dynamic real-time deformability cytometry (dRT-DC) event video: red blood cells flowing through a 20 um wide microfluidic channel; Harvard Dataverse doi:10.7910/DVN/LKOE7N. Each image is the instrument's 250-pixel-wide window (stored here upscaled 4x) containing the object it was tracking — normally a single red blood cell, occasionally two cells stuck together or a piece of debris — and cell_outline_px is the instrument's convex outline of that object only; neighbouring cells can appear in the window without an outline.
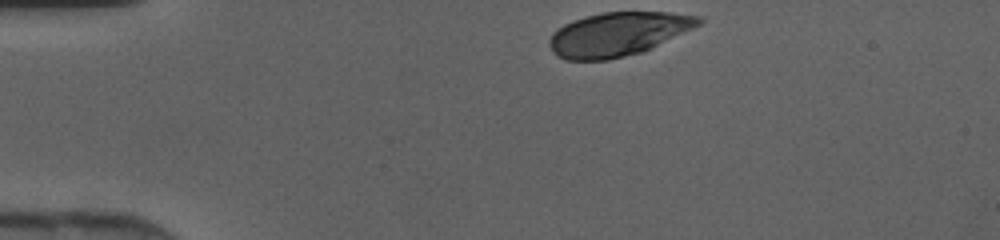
{"species": "human", "species_latin": "Homo sapiens", "temperature_condition": "cold", "stored_images_in_passage": 36, "camera_frame_rate_fps": 3000, "um_per_image_px": 0.085, "donor": {"sex": "female"}, "frame": {"image": 1, "passage_image": 1, "time_ms": 0.0, "image_size_px": [1000, 240], "cell_outline_px": [[704, 20], [700, 24], [644, 52], [608, 60], [564, 60], [556, 56], [552, 52], [548, 44], [548, 40], [552, 32], [556, 28], [572, 20], [604, 12], [668, 12], [700, 16]], "centroid_in_image_um": [52.48, 2.91], "position_along_channel_um": 32.5, "area_um2": 38.26}}
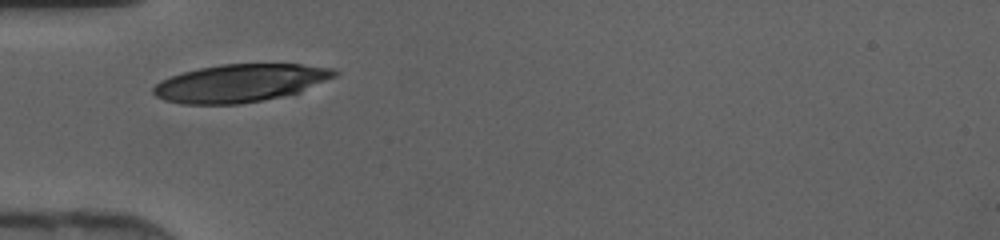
{"frame": {"image": 2, "passage_image": 7, "time_ms": 2.0, "image_size_px": [1000, 240], "cell_outline_px": [[340, 72], [336, 76], [300, 92], [240, 104], [180, 104], [164, 100], [156, 96], [152, 92], [152, 88], [160, 80], [184, 72], [200, 68], [220, 64], [300, 64], [332, 68]], "centroid_in_image_um": [20.4, 7.06], "position_along_channel_um": 64.6, "area_um2": 39.77}}
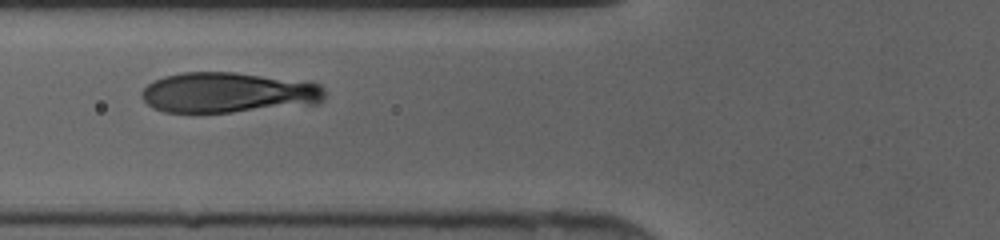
{"frame": {"image": 3, "passage_image": 10, "time_ms": 3.0, "image_size_px": [1000, 240], "cell_outline_px": [[324, 100], [316, 104], [232, 112], [164, 112], [152, 108], [140, 96], [140, 92], [148, 84], [164, 76], [184, 72], [236, 72], [312, 80], [320, 84], [324, 88]], "centroid_in_image_um": [19.46, 7.85], "position_along_channel_um": 106.3, "area_um2": 43.81}}